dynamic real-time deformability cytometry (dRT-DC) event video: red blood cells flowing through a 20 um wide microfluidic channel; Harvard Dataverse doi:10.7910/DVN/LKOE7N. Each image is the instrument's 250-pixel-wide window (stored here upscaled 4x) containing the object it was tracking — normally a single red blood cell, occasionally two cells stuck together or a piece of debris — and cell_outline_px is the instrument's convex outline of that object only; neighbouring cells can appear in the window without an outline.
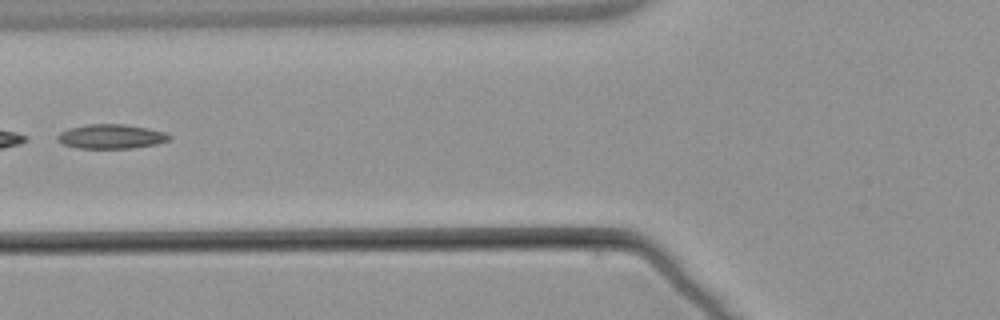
{"species": "common noctule bat (a hibernating species)", "species_latin": "Nyctalus noctula", "temperature_condition": "warm", "stored_images_in_passage": 6, "segment_of_instrument_passage": [2, 2], "camera_frame_rate_fps": 3000, "um_per_image_px": 0.085, "animal": {"sex": "male", "body_mass_g": 21.5, "forearm_length_mm": 52.0}, "frame": {"image": 1, "passage_image": 6, "time_ms": 6.0, "image_size_px": [1000, 320], "cell_outline_px": [[172, 136], [168, 140], [156, 144], [132, 148], [76, 148], [64, 144], [56, 140], [56, 136], [60, 132], [68, 128], [88, 124], [124, 124], [148, 128], [164, 132]], "centroid_in_image_um": [9.41, 11.6], "position_along_channel_um": 116.4, "area_um2": 15.9}}